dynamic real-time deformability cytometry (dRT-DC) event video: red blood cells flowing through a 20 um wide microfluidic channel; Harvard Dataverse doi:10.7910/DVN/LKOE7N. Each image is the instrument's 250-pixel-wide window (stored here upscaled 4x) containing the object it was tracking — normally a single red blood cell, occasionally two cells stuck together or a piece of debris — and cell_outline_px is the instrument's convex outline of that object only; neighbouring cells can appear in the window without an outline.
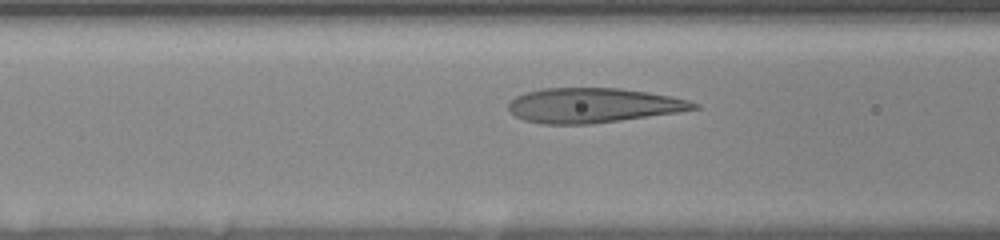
{"species": "human", "species_latin": "Homo sapiens", "temperature_condition": "room temperature", "stored_images_in_passage": 7, "camera_frame_rate_fps": 3000, "um_per_image_px": 0.085, "donor": {"sex": "female"}, "frame": {"image": 1, "passage_image": 5, "time_ms": 1.333, "image_size_px": [1000, 240], "cell_outline_px": [[700, 108], [680, 112], [592, 124], [544, 124], [524, 120], [516, 116], [508, 108], [508, 104], [516, 96], [524, 92], [540, 88], [620, 88], [648, 92], [688, 100], [700, 104]], "centroid_in_image_um": [50.42, 8.95], "position_along_channel_um": 116.2, "area_um2": 37.57}}